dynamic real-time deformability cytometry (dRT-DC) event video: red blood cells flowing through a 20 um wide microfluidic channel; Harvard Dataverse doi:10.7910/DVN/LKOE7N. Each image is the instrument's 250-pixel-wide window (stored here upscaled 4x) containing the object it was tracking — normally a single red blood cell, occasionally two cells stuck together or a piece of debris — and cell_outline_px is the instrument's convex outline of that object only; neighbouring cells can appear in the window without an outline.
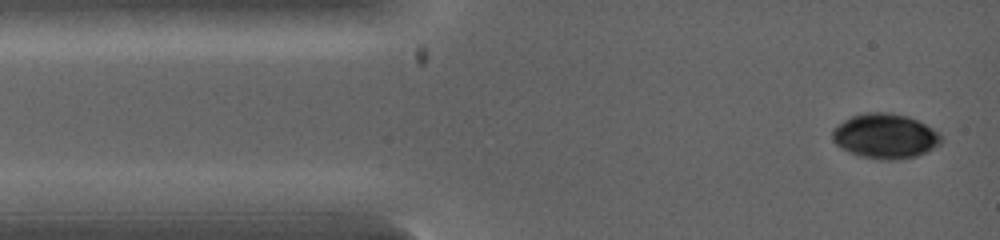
{"species": "common noctule bat (a hibernating species)", "species_latin": "Nyctalus noctula", "temperature_condition": "warm", "stored_images_in_passage": 2, "camera_frame_rate_fps": 5000, "um_per_image_px": 0.085, "animal": {"sex": "female", "body_mass_g": 19.0, "forearm_length_mm": 53.3}, "frame": {"image": 1, "passage_image": 2, "time_ms": 0.8, "image_size_px": [1000, 240], "cell_outline_px": [[940, 144], [916, 156], [896, 160], [880, 160], [860, 156], [848, 152], [840, 148], [832, 140], [832, 128], [844, 120], [852, 116], [868, 112], [892, 112], [908, 116], [932, 128], [940, 136]], "centroid_in_image_um": [75.18, 11.57], "position_along_channel_um": 9.8, "area_um2": 28.38}}